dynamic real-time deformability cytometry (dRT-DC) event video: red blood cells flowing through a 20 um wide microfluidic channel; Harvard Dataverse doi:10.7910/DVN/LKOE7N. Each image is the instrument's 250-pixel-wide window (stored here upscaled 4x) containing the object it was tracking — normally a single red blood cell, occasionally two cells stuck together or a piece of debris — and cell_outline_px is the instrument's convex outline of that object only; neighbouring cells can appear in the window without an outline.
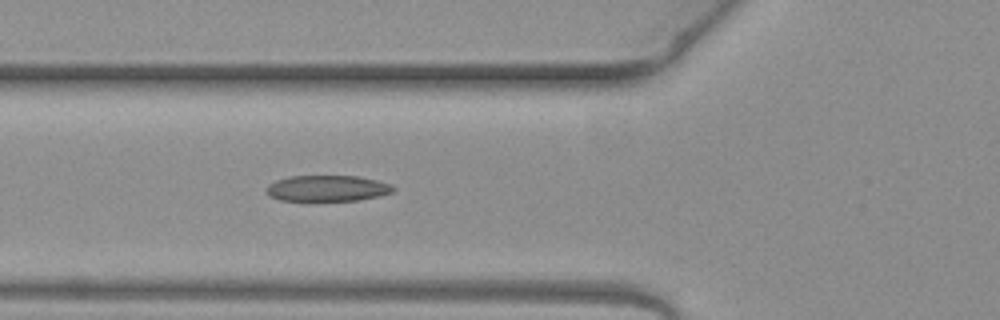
{"species": "common noctule bat (a hibernating species)", "species_latin": "Nyctalus noctula", "temperature_condition": "warm", "stored_images_in_passage": 4, "camera_frame_rate_fps": 3000, "um_per_image_px": 0.085, "animal": {"sex": "female", "body_mass_g": 19.3, "forearm_length_mm": 54.1}, "frame": {"image": 1, "passage_image": 4, "time_ms": 1.0, "image_size_px": [1000, 320], "cell_outline_px": [[396, 188], [392, 192], [360, 200], [312, 204], [308, 204], [280, 200], [268, 196], [264, 188], [268, 184], [276, 180], [292, 176], [356, 176], [376, 180], [388, 184]], "centroid_in_image_um": [27.7, 16.07], "position_along_channel_um": 98.1, "area_um2": 20.23}}